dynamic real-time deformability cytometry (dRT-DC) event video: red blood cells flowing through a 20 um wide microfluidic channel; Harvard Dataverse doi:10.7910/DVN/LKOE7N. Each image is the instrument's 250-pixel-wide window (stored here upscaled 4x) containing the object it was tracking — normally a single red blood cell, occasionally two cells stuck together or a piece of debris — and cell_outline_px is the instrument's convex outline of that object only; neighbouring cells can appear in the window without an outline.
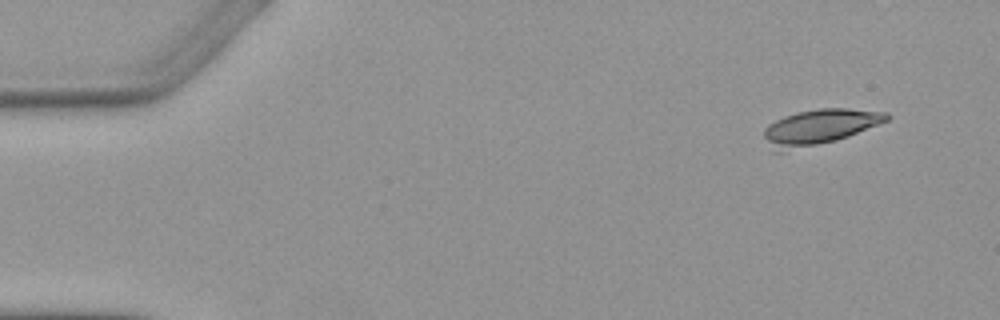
{"species": "Egyptian fruit bat (a non-hibernating species)", "species_latin": "Rousettus aegyptiacus", "temperature_condition": "warm", "stored_images_in_passage": 5, "camera_frame_rate_fps": 3000, "um_per_image_px": 0.085, "animal": {"sex": "female"}, "frame": {"image": 1, "passage_image": 1, "time_ms": 0.0, "image_size_px": [1000, 320], "cell_outline_px": [[892, 116], [888, 120], [848, 136], [836, 140], [780, 152], [768, 152], [764, 136], [764, 128], [768, 124], [784, 116], [796, 112], [820, 108], [848, 108], [888, 112]], "centroid_in_image_um": [69.59, 10.8], "position_along_channel_um": 15.4, "area_um2": 25.37}}